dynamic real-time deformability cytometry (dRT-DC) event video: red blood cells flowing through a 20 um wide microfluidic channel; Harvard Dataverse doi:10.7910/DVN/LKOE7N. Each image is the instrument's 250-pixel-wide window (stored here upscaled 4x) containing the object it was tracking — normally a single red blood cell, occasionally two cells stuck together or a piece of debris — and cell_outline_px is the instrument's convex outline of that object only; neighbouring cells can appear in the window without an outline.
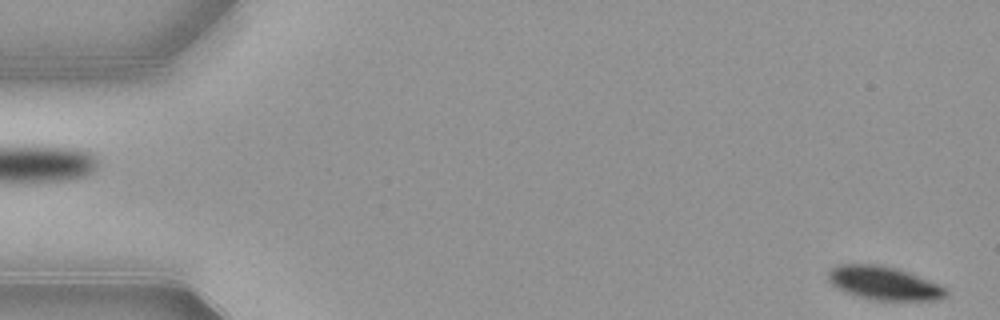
{"species": "common noctule bat (a hibernating species)", "species_latin": "Nyctalus noctula", "temperature_condition": "warm", "stored_images_in_passage": 52, "camera_frame_rate_fps": 3000, "um_per_image_px": 0.085, "animal": {"sex": "female", "body_mass_g": 21.9}, "frame": {"image": 1, "passage_image": 1, "time_ms": 0.0, "image_size_px": [1000, 320], "cell_outline_px": [[948, 292], [944, 296], [936, 300], [872, 300], [836, 288], [828, 280], [828, 272], [836, 264], [876, 264], [896, 268], [908, 272], [940, 284]], "centroid_in_image_um": [75.11, 24.06], "position_along_channel_um": 9.9, "area_um2": 22.77}}
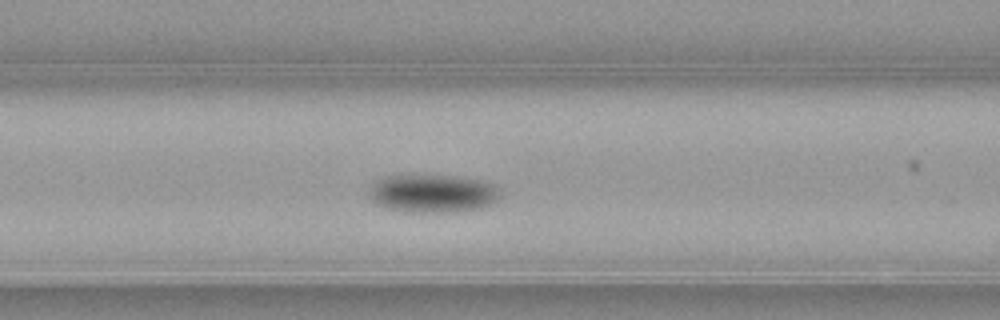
{"frame": {"image": 2, "passage_image": 21, "time_ms": 6.667, "image_size_px": [1000, 320], "cell_outline_px": [[500, 196], [492, 204], [480, 208], [456, 212], [416, 212], [388, 208], [376, 204], [368, 196], [368, 192], [376, 180], [384, 176], [460, 176], [484, 180], [496, 184], [500, 188]], "centroid_in_image_um": [36.84, 16.44], "position_along_channel_um": 129.8, "area_um2": 29.3}}
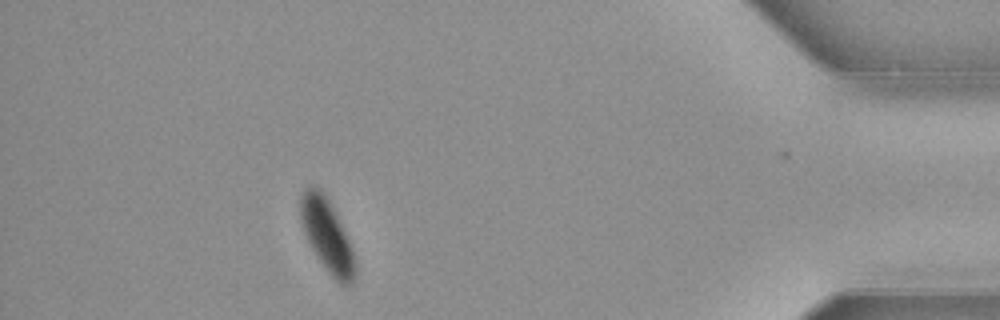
{"frame": {"image": 3, "passage_image": 47, "time_ms": 15.333, "image_size_px": [1000, 320], "cell_outline_px": [[356, 276], [352, 284], [340, 284], [328, 272], [316, 256], [304, 232], [300, 220], [300, 196], [304, 188], [316, 188], [324, 192], [336, 212], [352, 248], [356, 264]], "centroid_in_image_um": [27.81, 20.03], "position_along_channel_um": 407.4, "area_um2": 23.06}, "authors_computed_cell_mechanics": {"area_um2": 26.7903, "velocity_mm_per_s": 3.8535, "shape_relaxation_time_tau1_ms": 2.0051, "shape_relaxation_time_tau2_ms": null, "deformation_change_tau1": 0.1029, "deformation_change_tau2": null}}